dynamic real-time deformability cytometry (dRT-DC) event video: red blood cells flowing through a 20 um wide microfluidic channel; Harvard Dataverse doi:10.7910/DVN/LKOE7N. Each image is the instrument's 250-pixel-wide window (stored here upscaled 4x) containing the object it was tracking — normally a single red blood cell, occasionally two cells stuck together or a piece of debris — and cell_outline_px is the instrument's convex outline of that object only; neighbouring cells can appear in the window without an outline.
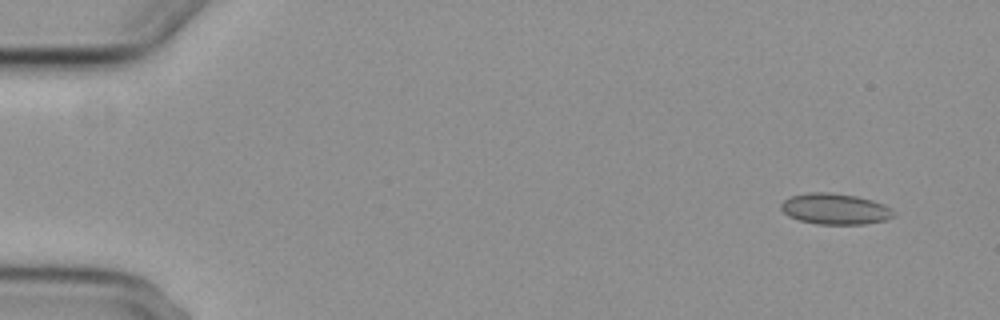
{"species": "common noctule bat (a hibernating species)", "species_latin": "Nyctalus noctula", "temperature_condition": "cold", "stored_images_in_passage": 9, "camera_frame_rate_fps": 3000, "um_per_image_px": 0.085, "animal": {"sex": "female", "body_mass_g": 29.2, "forearm_length_mm": 56.3}, "frame": {"image": 1, "passage_image": 1, "time_ms": 0.0, "image_size_px": [1000, 320], "cell_outline_px": [[896, 212], [888, 220], [864, 224], [816, 224], [800, 220], [788, 216], [780, 208], [780, 204], [784, 200], [792, 196], [808, 192], [828, 192], [856, 196], [872, 200], [884, 204], [892, 208]], "centroid_in_image_um": [71.0, 17.76], "position_along_channel_um": 14.0, "area_um2": 20.4}}
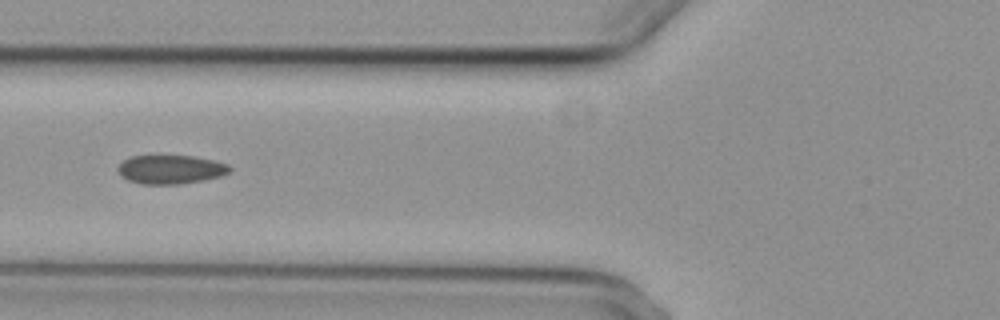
{"frame": {"image": 2, "passage_image": 6, "time_ms": 6.0, "image_size_px": [1000, 320], "cell_outline_px": [[232, 168], [228, 172], [220, 176], [204, 180], [176, 184], [140, 184], [128, 180], [120, 176], [116, 168], [124, 160], [132, 156], [156, 152], [192, 156], [212, 160], [228, 164]], "centroid_in_image_um": [14.43, 14.35], "position_along_channel_um": 111.4, "area_um2": 19.54}}
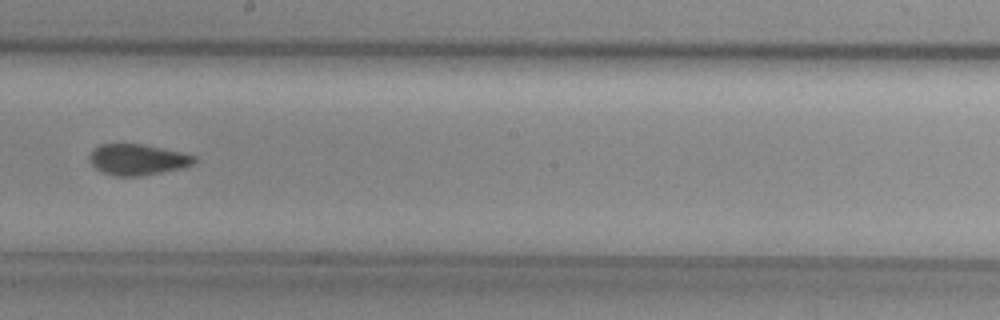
{"frame": {"image": 3, "passage_image": 9, "time_ms": 9.333, "image_size_px": [1000, 320], "cell_outline_px": [[196, 160], [192, 164], [184, 168], [140, 176], [116, 176], [104, 172], [96, 168], [88, 160], [88, 156], [92, 148], [100, 144], [144, 144], [180, 152], [196, 156]], "centroid_in_image_um": [11.67, 13.56], "position_along_channel_um": 236.5, "area_um2": 18.96}}